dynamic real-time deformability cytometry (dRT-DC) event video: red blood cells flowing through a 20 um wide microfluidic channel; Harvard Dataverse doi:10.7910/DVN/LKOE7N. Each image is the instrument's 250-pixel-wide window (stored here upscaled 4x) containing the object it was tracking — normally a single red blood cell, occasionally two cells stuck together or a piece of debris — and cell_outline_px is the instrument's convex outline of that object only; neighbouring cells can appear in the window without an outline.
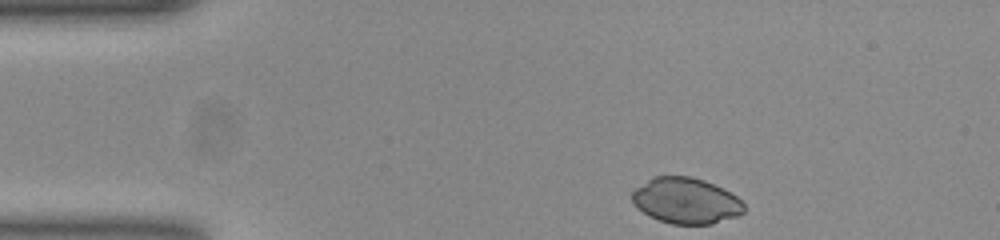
{"species": "common noctule bat (a hibernating species)", "species_latin": "Nyctalus noctula", "temperature_condition": "room temperature", "stored_images_in_passage": 35, "camera_frame_rate_fps": 3000, "um_per_image_px": 0.085, "animal": {"sex": "female", "body_mass_g": 23.0, "forearm_length_mm": 53.4}, "frame": {"image": 1, "passage_image": 1, "time_ms": 0.0, "image_size_px": [1000, 240], "cell_outline_px": [[744, 212], [736, 216], [712, 224], [672, 224], [648, 216], [632, 200], [632, 192], [636, 188], [652, 176], [688, 176], [704, 180], [724, 188], [736, 196], [744, 204]], "centroid_in_image_um": [58.32, 17.05], "position_along_channel_um": 26.7, "area_um2": 29.77}}
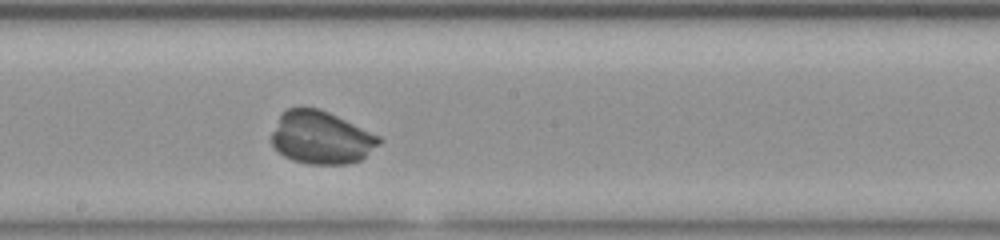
{"frame": {"image": 2, "passage_image": 21, "time_ms": 6.667, "image_size_px": [1000, 240], "cell_outline_px": [[384, 140], [380, 144], [360, 160], [348, 164], [308, 164], [292, 160], [284, 156], [272, 144], [272, 132], [280, 116], [288, 108], [320, 108], [380, 136]], "centroid_in_image_um": [27.32, 11.71], "position_along_channel_um": 220.9, "area_um2": 32.89}}
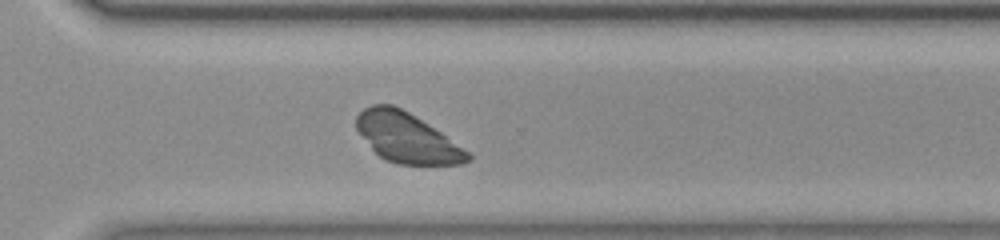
{"frame": {"image": 3, "passage_image": 30, "time_ms": 9.667, "image_size_px": [1000, 240], "cell_outline_px": [[472, 160], [464, 164], [396, 164], [380, 156], [372, 148], [356, 128], [356, 116], [364, 108], [372, 104], [392, 104], [408, 112], [428, 124], [440, 132], [468, 152], [472, 156]], "centroid_in_image_um": [34.58, 11.7], "position_along_channel_um": 336.0, "area_um2": 31.73}}